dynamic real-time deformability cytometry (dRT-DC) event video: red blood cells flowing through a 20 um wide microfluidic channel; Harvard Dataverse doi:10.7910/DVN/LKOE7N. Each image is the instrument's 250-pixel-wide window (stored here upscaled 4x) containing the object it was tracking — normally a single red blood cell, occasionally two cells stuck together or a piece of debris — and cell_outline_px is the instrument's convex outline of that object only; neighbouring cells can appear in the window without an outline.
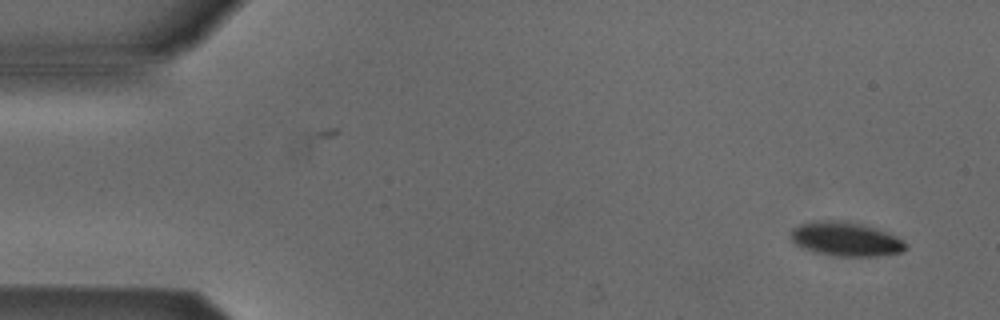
{"species": "Egyptian fruit bat (a non-hibernating species)", "species_latin": "Rousettus aegyptiacus", "temperature_condition": "cold", "stored_images_in_passage": 2, "camera_frame_rate_fps": 3000, "um_per_image_px": 0.085, "animal": {"sex": "male"}, "frame": {"image": 1, "passage_image": 2, "time_ms": 0.333, "image_size_px": [1000, 320], "cell_outline_px": [[908, 248], [900, 252], [876, 256], [832, 256], [800, 248], [788, 236], [792, 228], [800, 224], [820, 220], [844, 220], [864, 224], [876, 228], [896, 236], [908, 244]], "centroid_in_image_um": [71.86, 20.31], "position_along_channel_um": 13.1, "area_um2": 23.12}}